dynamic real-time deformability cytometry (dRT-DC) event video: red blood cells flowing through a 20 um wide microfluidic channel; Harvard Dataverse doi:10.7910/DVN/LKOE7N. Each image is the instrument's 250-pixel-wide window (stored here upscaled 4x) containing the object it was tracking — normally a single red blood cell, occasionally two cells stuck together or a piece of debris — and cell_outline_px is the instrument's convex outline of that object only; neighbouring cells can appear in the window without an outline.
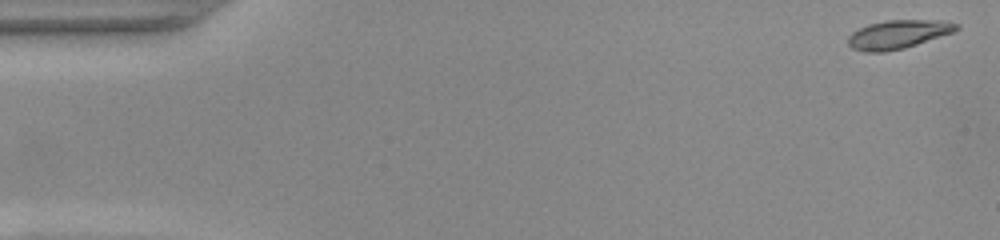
{"species": "common noctule bat (a hibernating species)", "species_latin": "Nyctalus noctula", "temperature_condition": "warm", "stored_images_in_passage": 15, "camera_frame_rate_fps": 3000, "um_per_image_px": 0.085, "animal": {"sex": "female", "body_mass_g": 22.0, "forearm_length_mm": 56.7}, "frame": {"image": 1, "passage_image": 1, "time_ms": 0.0, "image_size_px": [1000, 240], "cell_outline_px": [[960, 28], [952, 32], [904, 48], [884, 52], [864, 52], [852, 48], [848, 44], [848, 36], [852, 32], [868, 24], [888, 20], [940, 20], [960, 24]], "centroid_in_image_um": [76.32, 2.92], "position_along_channel_um": 8.7, "area_um2": 17.92}}
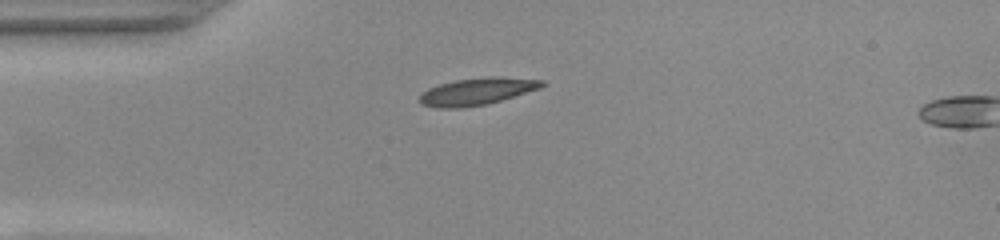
{"frame": {"image": 2, "passage_image": 13, "time_ms": 4.0, "image_size_px": [1000, 240], "cell_outline_px": [[544, 84], [540, 88], [488, 104], [464, 108], [436, 108], [420, 104], [416, 100], [428, 88], [440, 84], [456, 80], [544, 80]], "centroid_in_image_um": [40.37, 7.86], "position_along_channel_um": 44.6, "area_um2": 18.03}}